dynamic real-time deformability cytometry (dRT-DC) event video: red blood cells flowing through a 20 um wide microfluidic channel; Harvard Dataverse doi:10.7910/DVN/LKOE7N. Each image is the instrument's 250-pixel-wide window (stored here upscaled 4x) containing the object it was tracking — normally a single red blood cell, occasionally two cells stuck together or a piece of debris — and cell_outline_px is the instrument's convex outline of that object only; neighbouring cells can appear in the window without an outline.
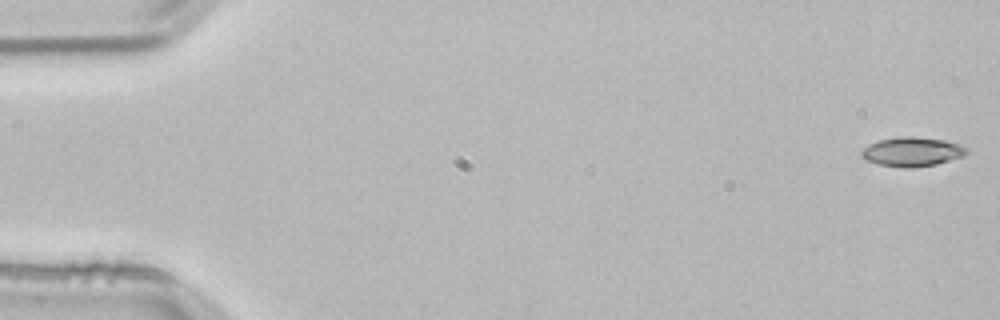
{"species": "common noctule bat (a hibernating species)", "species_latin": "Nyctalus noctula", "temperature_condition": "room temperature", "stored_images_in_passage": 53, "camera_frame_rate_fps": 3000, "um_per_image_px": 0.085, "animal": {"sex": "male", "body_mass_g": 21.5, "forearm_length_mm": 52.0}, "frame": {"image": 1, "passage_image": 1, "time_ms": 0.0, "image_size_px": [1000, 320], "cell_outline_px": [[968, 152], [964, 156], [936, 164], [912, 168], [908, 168], [876, 164], [860, 156], [860, 152], [868, 144], [880, 140], [904, 136], [912, 136], [944, 140], [960, 144], [968, 148]], "centroid_in_image_um": [77.54, 12.9], "position_along_channel_um": 7.5, "area_um2": 17.92}}
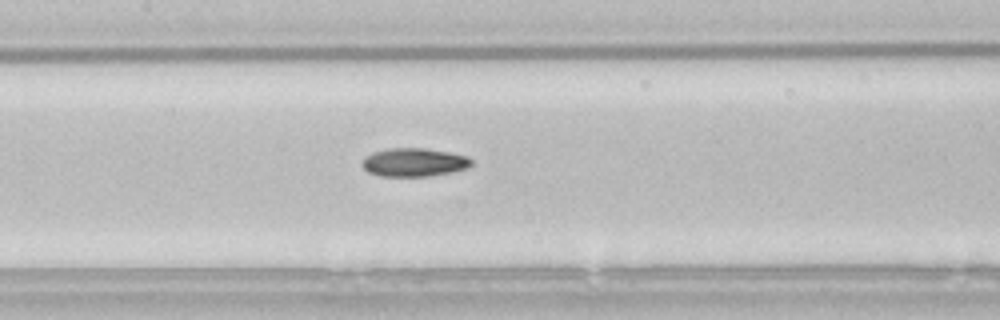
{"frame": {"image": 2, "passage_image": 25, "time_ms": 8.0, "image_size_px": [1000, 320], "cell_outline_px": [[472, 164], [468, 168], [452, 172], [428, 176], [380, 176], [368, 172], [360, 164], [364, 156], [372, 152], [388, 148], [424, 148], [448, 152], [468, 156], [472, 160]], "centroid_in_image_um": [35.17, 13.79], "position_along_channel_um": 172.2, "area_um2": 18.26}}
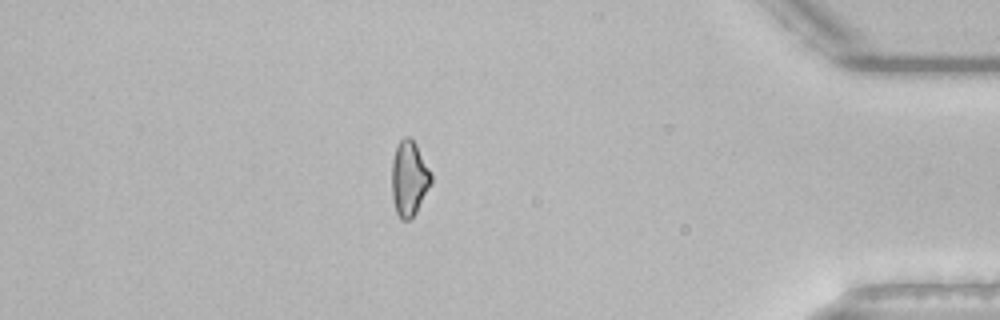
{"frame": {"image": 3, "passage_image": 46, "time_ms": 15.0, "image_size_px": [1000, 320], "cell_outline_px": [[432, 184], [416, 212], [408, 220], [400, 220], [396, 212], [392, 196], [392, 160], [396, 144], [404, 136], [408, 136], [416, 144], [432, 176]], "centroid_in_image_um": [34.76, 15.17], "position_along_channel_um": 400.4, "area_um2": 17.22}, "authors_computed_cell_mechanics": {"area_um2": 17.5134, "velocity_mm_per_s": 3.8464, "shape_relaxation_time_tau1_ms": null, "shape_relaxation_time_tau2_ms": 6.0002, "deformation_change_tau1": null, "deformation_change_tau2": 0.1244}}